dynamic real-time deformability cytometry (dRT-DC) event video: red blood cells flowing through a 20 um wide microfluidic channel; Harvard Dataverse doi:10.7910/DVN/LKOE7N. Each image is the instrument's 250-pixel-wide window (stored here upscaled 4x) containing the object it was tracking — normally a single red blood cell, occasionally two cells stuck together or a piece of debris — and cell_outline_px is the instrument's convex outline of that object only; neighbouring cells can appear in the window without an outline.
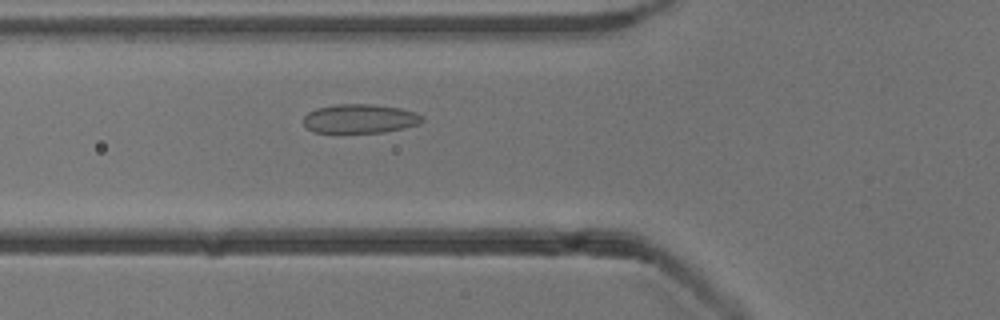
{"species": "common noctule bat (a hibernating species)", "species_latin": "Nyctalus noctula", "temperature_condition": "cold", "stored_images_in_passage": 38, "camera_frame_rate_fps": 3000, "um_per_image_px": 0.085, "animal": {"sex": "male", "body_mass_g": 13.3}, "frame": {"image": 1, "passage_image": 7, "time_ms": 2.0, "image_size_px": [1000, 320], "cell_outline_px": [[424, 120], [420, 124], [404, 128], [384, 132], [316, 132], [308, 128], [304, 124], [304, 116], [308, 112], [316, 108], [332, 104], [372, 104], [400, 108], [416, 112], [424, 116]], "centroid_in_image_um": [30.63, 10.07], "position_along_channel_um": 95.2, "area_um2": 20.17}}
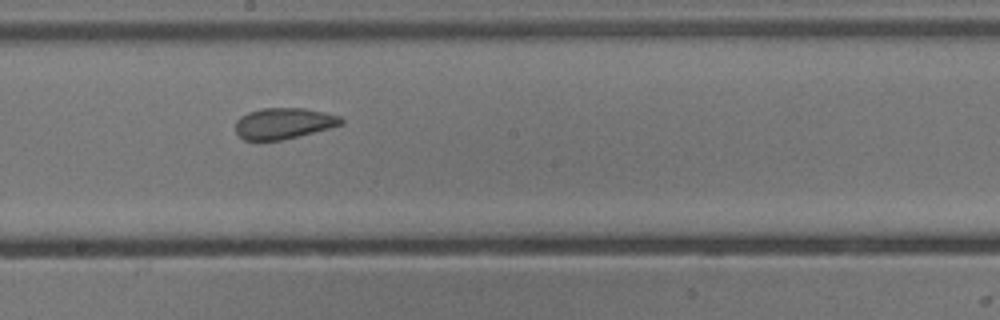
{"frame": {"image": 2, "passage_image": 17, "time_ms": 5.333, "image_size_px": [1000, 320], "cell_outline_px": [[344, 124], [280, 140], [244, 140], [236, 132], [236, 120], [240, 116], [248, 112], [260, 108], [304, 108], [324, 112], [340, 116], [344, 120]], "centroid_in_image_um": [24.09, 10.47], "position_along_channel_um": 224.1, "area_um2": 18.96}}
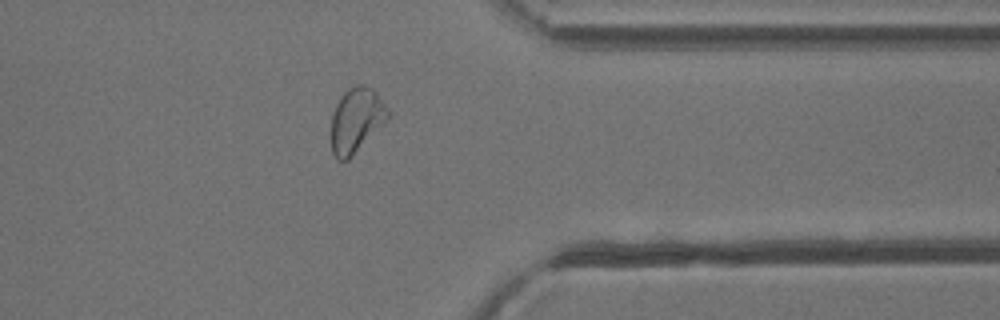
{"frame": {"image": 3, "passage_image": 30, "time_ms": 9.667, "image_size_px": [1000, 320], "cell_outline_px": [[388, 116], [348, 160], [336, 160], [332, 152], [332, 116], [336, 104], [344, 92], [348, 88], [356, 84], [364, 84], [372, 88], [376, 92], [388, 108]], "centroid_in_image_um": [30.25, 10.17], "position_along_channel_um": 381.2, "area_um2": 20.75}, "authors_computed_cell_mechanics": {"area_um2": 19.8254, "velocity_mm_per_s": 3.8466, "shape_relaxation_time_tau1_ms": 5.0841, "shape_relaxation_time_tau2_ms": 1.4281, "deformation_change_tau1": 0.0965, "deformation_change_tau2": 0.0653}}